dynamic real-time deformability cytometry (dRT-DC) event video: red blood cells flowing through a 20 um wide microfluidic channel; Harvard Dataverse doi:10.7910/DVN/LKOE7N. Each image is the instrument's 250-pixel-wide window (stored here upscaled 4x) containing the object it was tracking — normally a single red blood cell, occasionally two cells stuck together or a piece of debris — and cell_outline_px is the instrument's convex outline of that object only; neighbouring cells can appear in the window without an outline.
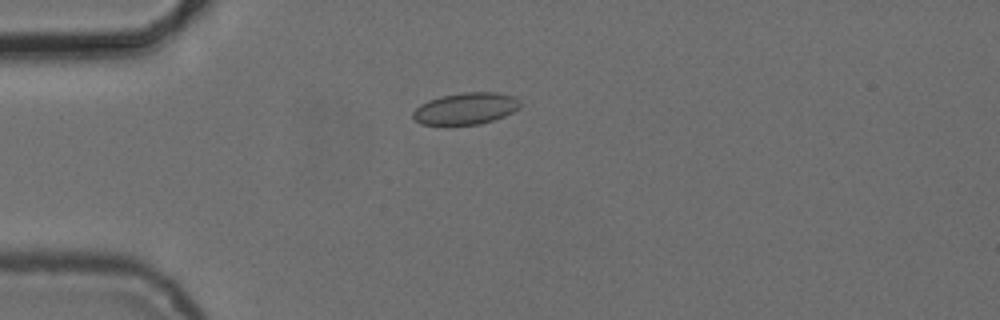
{"species": "common noctule bat (a hibernating species)", "species_latin": "Nyctalus noctula", "temperature_condition": "cold", "stored_images_in_passage": 5, "camera_frame_rate_fps": 3000, "um_per_image_px": 0.085, "animal": {"sex": "female", "body_mass_g": 24.6, "forearm_length_mm": 56.2}, "frame": {"image": 1, "passage_image": 5, "time_ms": 4.667, "image_size_px": [1000, 320], "cell_outline_px": [[520, 108], [504, 116], [480, 124], [420, 124], [412, 116], [412, 112], [420, 104], [428, 100], [440, 96], [464, 92], [496, 92], [516, 96], [520, 100]], "centroid_in_image_um": [39.6, 9.21], "position_along_channel_um": 45.4, "area_um2": 19.83}}